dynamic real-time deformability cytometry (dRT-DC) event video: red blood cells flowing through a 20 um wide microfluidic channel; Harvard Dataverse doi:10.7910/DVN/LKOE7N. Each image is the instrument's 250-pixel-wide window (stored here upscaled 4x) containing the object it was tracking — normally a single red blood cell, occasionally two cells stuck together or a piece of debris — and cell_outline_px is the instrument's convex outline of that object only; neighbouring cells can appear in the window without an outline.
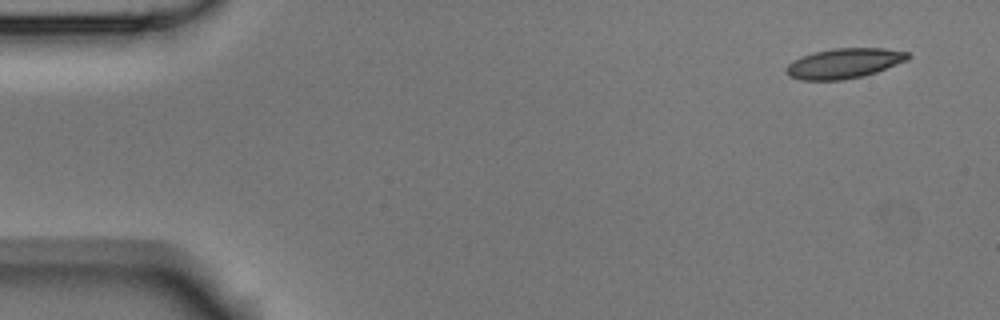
{"species": "Egyptian fruit bat (a non-hibernating species)", "species_latin": "Rousettus aegyptiacus", "temperature_condition": "room temperature", "stored_images_in_passage": 4, "camera_frame_rate_fps": 3000, "um_per_image_px": 0.085, "animal": {"sex": "male"}, "frame": {"image": 1, "passage_image": 1, "time_ms": 0.0, "image_size_px": [1000, 320], "cell_outline_px": [[912, 56], [908, 60], [876, 72], [864, 76], [844, 80], [800, 80], [788, 76], [784, 72], [784, 68], [788, 64], [804, 56], [816, 52], [832, 48], [884, 48], [908, 52]], "centroid_in_image_um": [71.76, 5.39], "position_along_channel_um": 13.2, "area_um2": 21.39}}